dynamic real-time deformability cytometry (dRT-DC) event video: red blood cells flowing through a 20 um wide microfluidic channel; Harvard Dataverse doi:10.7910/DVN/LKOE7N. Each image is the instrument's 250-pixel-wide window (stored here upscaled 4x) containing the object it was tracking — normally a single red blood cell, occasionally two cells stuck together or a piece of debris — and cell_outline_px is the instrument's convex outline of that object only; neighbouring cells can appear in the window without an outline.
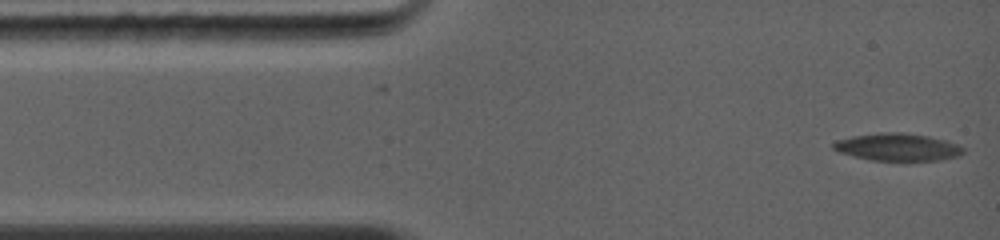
{"species": "common noctule bat (a hibernating species)", "species_latin": "Nyctalus noctula", "temperature_condition": "warm", "stored_images_in_passage": 24, "camera_frame_rate_fps": 5000, "um_per_image_px": 0.085, "animal": {"sex": "female", "body_mass_g": 19.0, "forearm_length_mm": 56.7}, "frame": {"image": 1, "passage_image": 1, "time_ms": 0.0, "image_size_px": [1000, 240], "cell_outline_px": [[964, 152], [960, 156], [940, 160], [868, 160], [852, 156], [840, 152], [832, 148], [832, 144], [836, 140], [856, 136], [888, 132], [896, 132], [924, 136], [944, 140], [956, 144], [964, 148]], "centroid_in_image_um": [76.29, 12.52], "position_along_channel_um": 8.7, "area_um2": 20.35}}
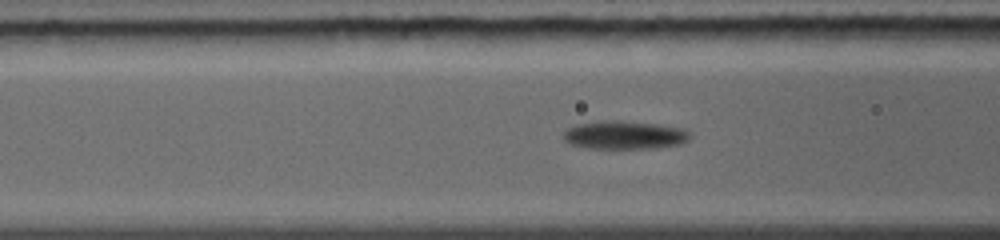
{"frame": {"image": 2, "passage_image": 14, "time_ms": 4.2, "image_size_px": [1000, 240], "cell_outline_px": [[688, 140], [680, 144], [656, 148], [588, 148], [568, 144], [564, 140], [564, 132], [568, 128], [580, 124], [612, 120], [616, 120], [656, 124], [684, 128], [688, 132]], "centroid_in_image_um": [53.08, 11.49], "position_along_channel_um": 113.5, "area_um2": 20.58}}
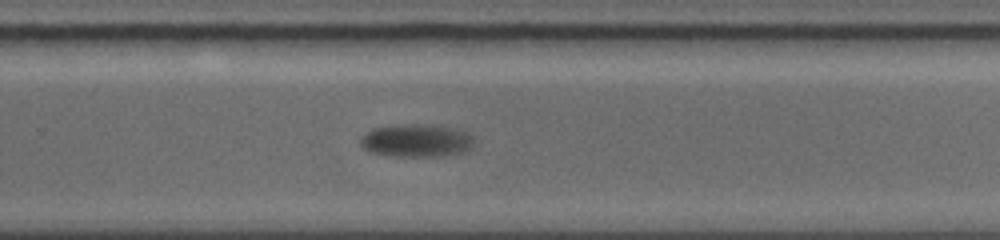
{"frame": {"image": 3, "passage_image": 24, "time_ms": 8.6, "image_size_px": [1000, 240], "cell_outline_px": [[472, 144], [464, 152], [440, 156], [388, 156], [368, 152], [360, 144], [360, 140], [368, 132], [376, 128], [400, 124], [432, 124], [456, 128], [468, 132], [472, 136]], "centroid_in_image_um": [35.4, 11.94], "position_along_channel_um": 294.4, "area_um2": 21.79}}